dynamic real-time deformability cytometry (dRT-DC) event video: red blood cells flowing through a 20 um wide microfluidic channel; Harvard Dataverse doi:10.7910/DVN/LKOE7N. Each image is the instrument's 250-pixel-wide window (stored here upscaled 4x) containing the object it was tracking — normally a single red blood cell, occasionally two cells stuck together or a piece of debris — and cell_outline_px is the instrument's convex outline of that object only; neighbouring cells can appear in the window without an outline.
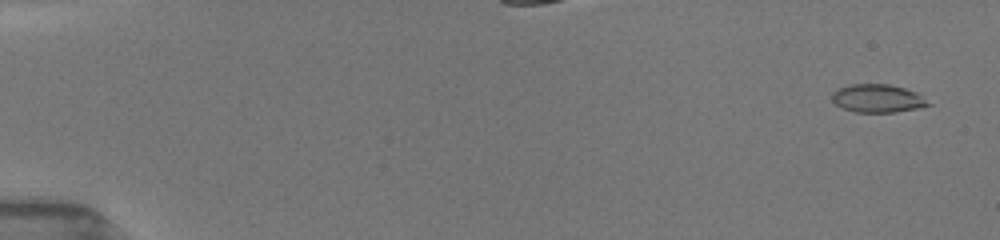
{"species": "common noctule bat (a hibernating species)", "species_latin": "Nyctalus noctula", "temperature_condition": "room temperature", "stored_images_in_passage": 53, "camera_frame_rate_fps": 3000, "um_per_image_px": 0.085, "animal": {"sex": "female", "body_mass_g": 19.5, "forearm_length_mm": 54.1}, "frame": {"image": 1, "passage_image": 3, "time_ms": 0.667, "image_size_px": [1000, 240], "cell_outline_px": [[932, 104], [916, 108], [896, 112], [856, 112], [844, 108], [836, 104], [832, 100], [832, 92], [836, 88], [848, 84], [888, 84], [904, 88], [916, 92]], "centroid_in_image_um": [74.56, 8.35], "position_along_channel_um": 10.4, "area_um2": 15.72}}
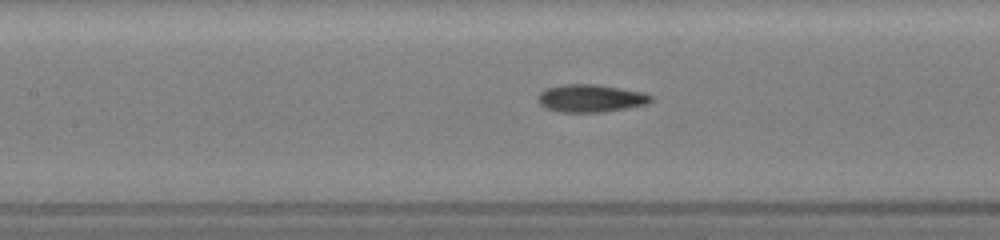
{"frame": {"image": 2, "passage_image": 26, "time_ms": 8.333, "image_size_px": [1000, 240], "cell_outline_px": [[652, 100], [648, 104], [628, 108], [604, 112], [560, 112], [544, 108], [536, 100], [536, 96], [544, 88], [564, 84], [596, 84], [644, 92], [652, 96]], "centroid_in_image_um": [50.17, 8.35], "position_along_channel_um": 157.2, "area_um2": 18.55}}
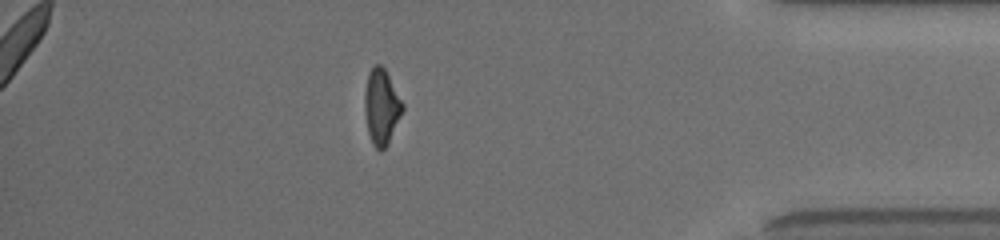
{"frame": {"image": 3, "passage_image": 47, "time_ms": 15.333, "image_size_px": [1000, 240], "cell_outline_px": [[404, 108], [388, 144], [380, 152], [372, 144], [368, 132], [364, 108], [364, 92], [368, 72], [376, 64], [380, 64], [384, 68], [404, 104]], "centroid_in_image_um": [32.41, 9.08], "position_along_channel_um": 402.8, "area_um2": 16.65}, "authors_computed_cell_mechanics": {"area_um2": 16.8198, "velocity_mm_per_s": 3.9769, "shape_relaxation_time_tau1_ms": 7.9184, "shape_relaxation_time_tau2_ms": 1.8315, "deformation_change_tau1": 0.2293, "deformation_change_tau2": 0.0876}}